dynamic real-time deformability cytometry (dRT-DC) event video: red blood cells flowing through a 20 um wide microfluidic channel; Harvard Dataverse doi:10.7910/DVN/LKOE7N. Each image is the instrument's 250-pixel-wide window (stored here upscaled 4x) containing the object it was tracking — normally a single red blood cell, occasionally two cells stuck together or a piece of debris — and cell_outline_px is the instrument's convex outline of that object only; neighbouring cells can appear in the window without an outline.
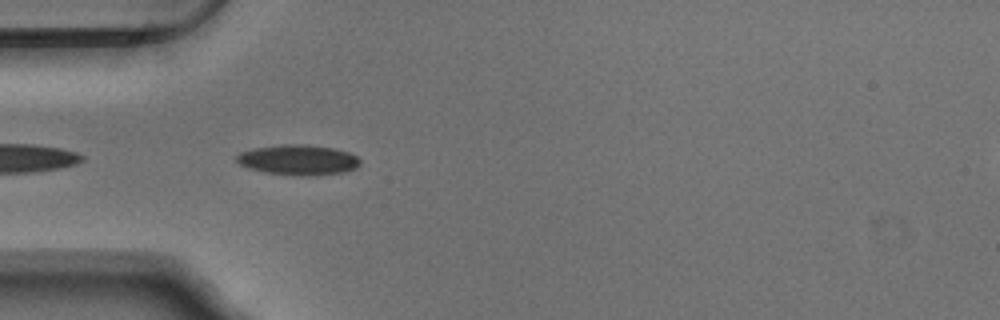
{"species": "Egyptian fruit bat (a non-hibernating species)", "species_latin": "Rousettus aegyptiacus", "temperature_condition": "warm", "stored_images_in_passage": 8, "camera_frame_rate_fps": 3000, "um_per_image_px": 0.085, "animal": {"sex": "male"}, "frame": {"image": 1, "passage_image": 2, "time_ms": 0.333, "image_size_px": [1000, 320], "cell_outline_px": [[360, 164], [356, 168], [344, 172], [308, 176], [300, 176], [264, 172], [248, 168], [240, 164], [236, 160], [236, 156], [240, 152], [256, 148], [284, 144], [304, 144], [332, 148], [348, 152], [356, 156], [360, 160]], "centroid_in_image_um": [25.35, 13.6], "position_along_channel_um": 59.7, "area_um2": 21.68}}
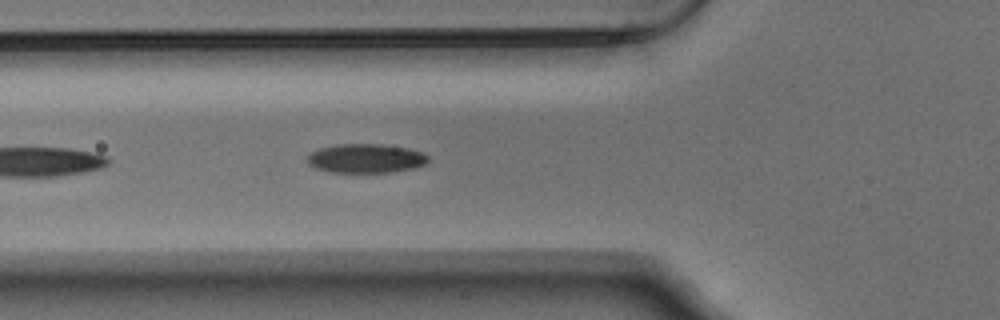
{"frame": {"image": 2, "passage_image": 5, "time_ms": 1.333, "image_size_px": [1000, 320], "cell_outline_px": [[428, 160], [424, 164], [412, 168], [392, 172], [328, 172], [316, 168], [308, 164], [308, 156], [312, 152], [320, 148], [336, 144], [384, 144], [408, 148], [424, 152], [428, 156]], "centroid_in_image_um": [31.1, 13.45], "position_along_channel_um": 94.7, "area_um2": 20.46}}